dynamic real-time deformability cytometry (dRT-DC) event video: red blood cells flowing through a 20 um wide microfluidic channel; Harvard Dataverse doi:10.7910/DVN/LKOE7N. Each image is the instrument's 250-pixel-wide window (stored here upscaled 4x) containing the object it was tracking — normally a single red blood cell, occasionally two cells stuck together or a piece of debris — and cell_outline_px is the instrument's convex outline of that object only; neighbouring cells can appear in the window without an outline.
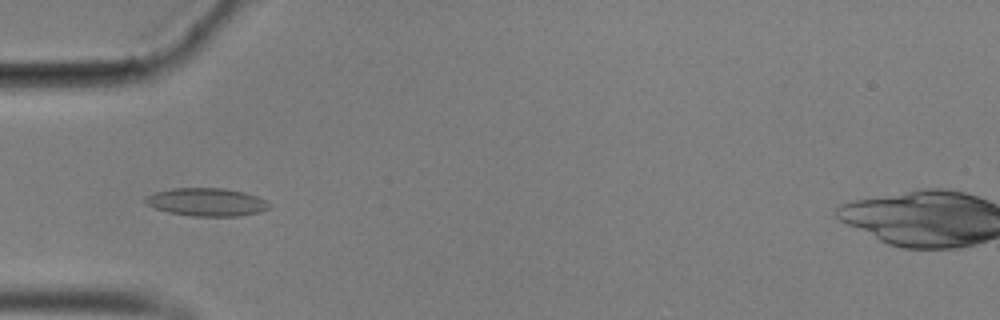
{"species": "common noctule bat (a hibernating species)", "species_latin": "Nyctalus noctula", "temperature_condition": "cold", "stored_images_in_passage": 55, "camera_frame_rate_fps": 3000, "um_per_image_px": 0.085, "animal": {"sex": "male", "body_mass_g": 17.9}, "frame": {"image": 1, "passage_image": 17, "time_ms": 5.333, "image_size_px": [1000, 320], "cell_outline_px": [[272, 204], [268, 208], [260, 212], [240, 216], [192, 216], [168, 212], [144, 204], [144, 200], [148, 196], [156, 192], [172, 188], [224, 188], [244, 192], [256, 196]], "centroid_in_image_um": [17.57, 17.18], "position_along_channel_um": 67.4, "area_um2": 20.17}}
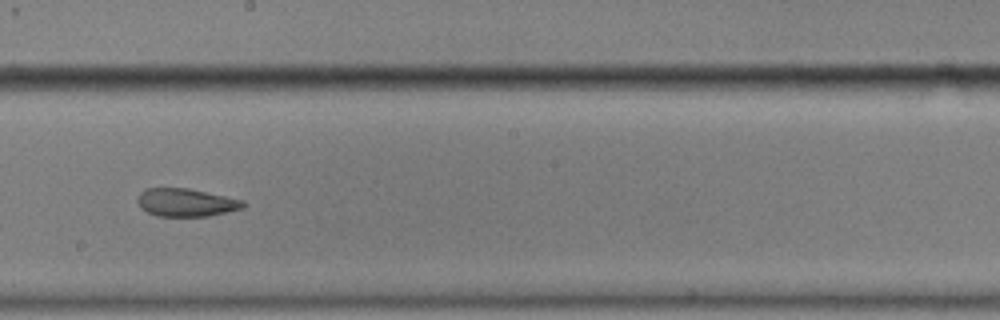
{"frame": {"image": 2, "passage_image": 31, "time_ms": 10.0, "image_size_px": [1000, 320], "cell_outline_px": [[248, 204], [244, 208], [208, 216], [156, 216], [140, 208], [136, 200], [140, 192], [148, 188], [188, 188], [244, 200]], "centroid_in_image_um": [15.82, 17.21], "position_along_channel_um": 232.4, "area_um2": 17.34}}
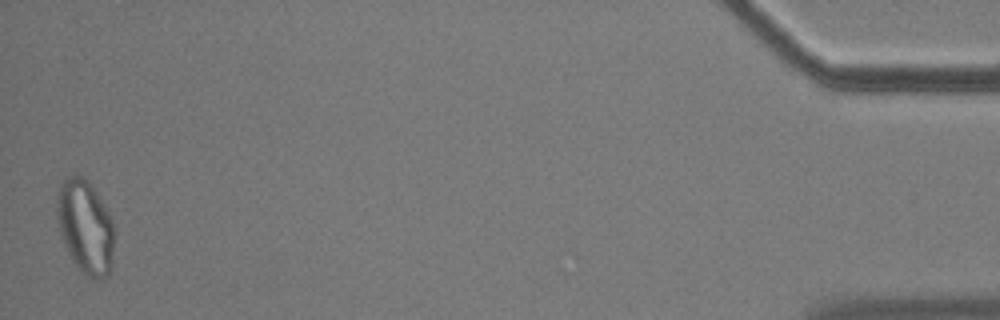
{"frame": {"image": 3, "passage_image": 55, "time_ms": 18.0, "image_size_px": [1000, 320], "cell_outline_px": [[112, 268], [108, 276], [100, 280], [88, 280], [80, 272], [72, 260], [64, 244], [60, 232], [56, 216], [56, 196], [60, 184], [72, 172], [88, 180], [96, 192], [108, 212], [112, 220]], "centroid_in_image_um": [7.22, 19.31], "position_along_channel_um": 428.0, "area_um2": 31.67}, "authors_computed_cell_mechanics": {"area_um2": 19.3052, "velocity_mm_per_s": 3.5373, "shape_relaxation_time_tau1_ms": null, "shape_relaxation_time_tau2_ms": 2.9679, "deformation_change_tau1": null, "deformation_change_tau2": 0.1047}}